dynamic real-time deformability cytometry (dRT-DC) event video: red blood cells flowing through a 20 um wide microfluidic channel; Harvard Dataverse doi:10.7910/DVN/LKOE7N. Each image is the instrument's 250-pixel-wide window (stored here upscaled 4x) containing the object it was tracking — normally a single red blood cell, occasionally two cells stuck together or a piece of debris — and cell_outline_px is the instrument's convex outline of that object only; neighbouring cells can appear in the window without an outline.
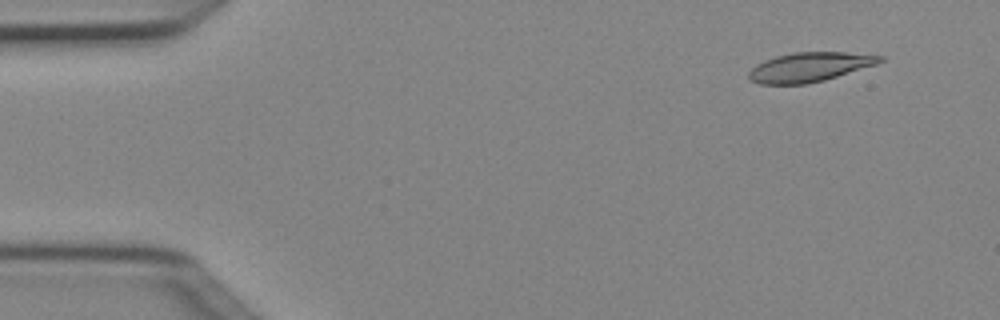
{"species": "Egyptian fruit bat (a non-hibernating species)", "species_latin": "Rousettus aegyptiacus", "temperature_condition": "cold", "stored_images_in_passage": 3, "camera_frame_rate_fps": 3000, "um_per_image_px": 0.085, "animal": {"sex": "female"}, "frame": {"image": 1, "passage_image": 1, "time_ms": 0.0, "image_size_px": [1000, 320], "cell_outline_px": [[884, 60], [876, 64], [824, 80], [808, 84], [760, 84], [752, 80], [748, 76], [748, 72], [756, 64], [764, 60], [776, 56], [792, 52], [844, 52], [884, 56]], "centroid_in_image_um": [68.79, 5.69], "position_along_channel_um": 16.2, "area_um2": 22.31}}
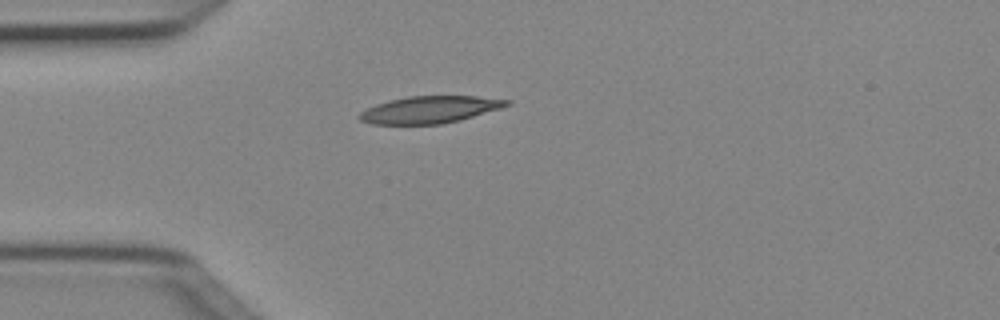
{"frame": {"image": 2, "passage_image": 3, "time_ms": 0.667, "image_size_px": [1000, 320], "cell_outline_px": [[512, 104], [500, 108], [460, 120], [440, 124], [372, 124], [360, 120], [356, 116], [360, 112], [376, 104], [388, 100], [408, 96], [476, 96], [512, 100]], "centroid_in_image_um": [36.52, 9.31], "position_along_channel_um": 48.5, "area_um2": 23.24}}